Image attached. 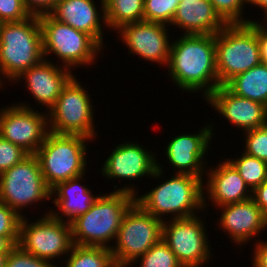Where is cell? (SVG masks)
I'll return each mask as SVG.
<instances>
[{
    "label": "cell",
    "mask_w": 267,
    "mask_h": 267,
    "mask_svg": "<svg viewBox=\"0 0 267 267\" xmlns=\"http://www.w3.org/2000/svg\"><path fill=\"white\" fill-rule=\"evenodd\" d=\"M215 47L220 86L262 63L256 28L250 22L227 24L215 35Z\"/></svg>",
    "instance_id": "cell-5"
},
{
    "label": "cell",
    "mask_w": 267,
    "mask_h": 267,
    "mask_svg": "<svg viewBox=\"0 0 267 267\" xmlns=\"http://www.w3.org/2000/svg\"><path fill=\"white\" fill-rule=\"evenodd\" d=\"M250 23L256 28V34L260 45L262 63H265L267 65V23H263L260 21L258 22L256 20H251Z\"/></svg>",
    "instance_id": "cell-37"
},
{
    "label": "cell",
    "mask_w": 267,
    "mask_h": 267,
    "mask_svg": "<svg viewBox=\"0 0 267 267\" xmlns=\"http://www.w3.org/2000/svg\"><path fill=\"white\" fill-rule=\"evenodd\" d=\"M5 267H57L49 261L24 251L19 245H15L7 256Z\"/></svg>",
    "instance_id": "cell-32"
},
{
    "label": "cell",
    "mask_w": 267,
    "mask_h": 267,
    "mask_svg": "<svg viewBox=\"0 0 267 267\" xmlns=\"http://www.w3.org/2000/svg\"><path fill=\"white\" fill-rule=\"evenodd\" d=\"M167 27L169 26L162 23L142 21L122 25L117 33H120L130 54L166 66L171 46Z\"/></svg>",
    "instance_id": "cell-15"
},
{
    "label": "cell",
    "mask_w": 267,
    "mask_h": 267,
    "mask_svg": "<svg viewBox=\"0 0 267 267\" xmlns=\"http://www.w3.org/2000/svg\"><path fill=\"white\" fill-rule=\"evenodd\" d=\"M212 108L233 126L249 131L267 124V107L262 103L237 96L226 86H219L206 99Z\"/></svg>",
    "instance_id": "cell-17"
},
{
    "label": "cell",
    "mask_w": 267,
    "mask_h": 267,
    "mask_svg": "<svg viewBox=\"0 0 267 267\" xmlns=\"http://www.w3.org/2000/svg\"><path fill=\"white\" fill-rule=\"evenodd\" d=\"M84 175L58 183L51 189L53 203L59 209V213L51 209L50 214L59 220L73 221L76 217L86 213L91 205L98 199L91 189L80 184ZM57 196V198H55ZM62 214V215H61ZM67 217V219L65 217ZM65 218V220H64Z\"/></svg>",
    "instance_id": "cell-23"
},
{
    "label": "cell",
    "mask_w": 267,
    "mask_h": 267,
    "mask_svg": "<svg viewBox=\"0 0 267 267\" xmlns=\"http://www.w3.org/2000/svg\"><path fill=\"white\" fill-rule=\"evenodd\" d=\"M73 76L62 89L54 105L47 111L49 132L96 137L89 92Z\"/></svg>",
    "instance_id": "cell-9"
},
{
    "label": "cell",
    "mask_w": 267,
    "mask_h": 267,
    "mask_svg": "<svg viewBox=\"0 0 267 267\" xmlns=\"http://www.w3.org/2000/svg\"><path fill=\"white\" fill-rule=\"evenodd\" d=\"M9 252H1L0 253V267L6 266L7 256Z\"/></svg>",
    "instance_id": "cell-42"
},
{
    "label": "cell",
    "mask_w": 267,
    "mask_h": 267,
    "mask_svg": "<svg viewBox=\"0 0 267 267\" xmlns=\"http://www.w3.org/2000/svg\"><path fill=\"white\" fill-rule=\"evenodd\" d=\"M73 75L71 69L62 64L61 66L55 65L43 59L37 65L24 71L15 82L24 79L27 90L30 91L37 104L46 106L49 110Z\"/></svg>",
    "instance_id": "cell-18"
},
{
    "label": "cell",
    "mask_w": 267,
    "mask_h": 267,
    "mask_svg": "<svg viewBox=\"0 0 267 267\" xmlns=\"http://www.w3.org/2000/svg\"><path fill=\"white\" fill-rule=\"evenodd\" d=\"M137 260L140 261L139 267H183L163 239Z\"/></svg>",
    "instance_id": "cell-28"
},
{
    "label": "cell",
    "mask_w": 267,
    "mask_h": 267,
    "mask_svg": "<svg viewBox=\"0 0 267 267\" xmlns=\"http://www.w3.org/2000/svg\"><path fill=\"white\" fill-rule=\"evenodd\" d=\"M252 199L267 217V180L252 191Z\"/></svg>",
    "instance_id": "cell-39"
},
{
    "label": "cell",
    "mask_w": 267,
    "mask_h": 267,
    "mask_svg": "<svg viewBox=\"0 0 267 267\" xmlns=\"http://www.w3.org/2000/svg\"><path fill=\"white\" fill-rule=\"evenodd\" d=\"M100 2L101 8L95 6L93 0H59L49 14L57 21L89 34L103 48L105 43H103L104 35L102 34L101 22L104 21L103 24L106 27V20L104 0ZM98 8L101 9V14Z\"/></svg>",
    "instance_id": "cell-20"
},
{
    "label": "cell",
    "mask_w": 267,
    "mask_h": 267,
    "mask_svg": "<svg viewBox=\"0 0 267 267\" xmlns=\"http://www.w3.org/2000/svg\"><path fill=\"white\" fill-rule=\"evenodd\" d=\"M153 151L143 149L140 144L131 142L120 143L111 152L101 168L103 176L111 179L136 181L144 176L151 178L163 177V169ZM157 162V163H156Z\"/></svg>",
    "instance_id": "cell-14"
},
{
    "label": "cell",
    "mask_w": 267,
    "mask_h": 267,
    "mask_svg": "<svg viewBox=\"0 0 267 267\" xmlns=\"http://www.w3.org/2000/svg\"><path fill=\"white\" fill-rule=\"evenodd\" d=\"M65 267H117L109 248L73 245Z\"/></svg>",
    "instance_id": "cell-26"
},
{
    "label": "cell",
    "mask_w": 267,
    "mask_h": 267,
    "mask_svg": "<svg viewBox=\"0 0 267 267\" xmlns=\"http://www.w3.org/2000/svg\"><path fill=\"white\" fill-rule=\"evenodd\" d=\"M27 219L25 216L21 219L17 245L49 262L64 254L69 256L73 246L69 222L54 218L50 210L34 222L30 223Z\"/></svg>",
    "instance_id": "cell-11"
},
{
    "label": "cell",
    "mask_w": 267,
    "mask_h": 267,
    "mask_svg": "<svg viewBox=\"0 0 267 267\" xmlns=\"http://www.w3.org/2000/svg\"><path fill=\"white\" fill-rule=\"evenodd\" d=\"M213 125H205L197 134H182L172 138L166 148L169 164L174 166L175 174H187L203 179L204 155L208 152L213 137Z\"/></svg>",
    "instance_id": "cell-16"
},
{
    "label": "cell",
    "mask_w": 267,
    "mask_h": 267,
    "mask_svg": "<svg viewBox=\"0 0 267 267\" xmlns=\"http://www.w3.org/2000/svg\"><path fill=\"white\" fill-rule=\"evenodd\" d=\"M167 65L171 79L183 92L198 93L204 89L206 99L220 86L213 34H182L171 43Z\"/></svg>",
    "instance_id": "cell-1"
},
{
    "label": "cell",
    "mask_w": 267,
    "mask_h": 267,
    "mask_svg": "<svg viewBox=\"0 0 267 267\" xmlns=\"http://www.w3.org/2000/svg\"><path fill=\"white\" fill-rule=\"evenodd\" d=\"M202 221L195 215L162 223V239L183 267H202L211 257L210 241L205 234L206 223Z\"/></svg>",
    "instance_id": "cell-12"
},
{
    "label": "cell",
    "mask_w": 267,
    "mask_h": 267,
    "mask_svg": "<svg viewBox=\"0 0 267 267\" xmlns=\"http://www.w3.org/2000/svg\"><path fill=\"white\" fill-rule=\"evenodd\" d=\"M44 59L39 16L21 22H2L0 27V88L2 79L15 81ZM3 84V85H2Z\"/></svg>",
    "instance_id": "cell-3"
},
{
    "label": "cell",
    "mask_w": 267,
    "mask_h": 267,
    "mask_svg": "<svg viewBox=\"0 0 267 267\" xmlns=\"http://www.w3.org/2000/svg\"><path fill=\"white\" fill-rule=\"evenodd\" d=\"M31 16L23 0H0L1 22H21Z\"/></svg>",
    "instance_id": "cell-34"
},
{
    "label": "cell",
    "mask_w": 267,
    "mask_h": 267,
    "mask_svg": "<svg viewBox=\"0 0 267 267\" xmlns=\"http://www.w3.org/2000/svg\"><path fill=\"white\" fill-rule=\"evenodd\" d=\"M181 0H144V21L171 25Z\"/></svg>",
    "instance_id": "cell-29"
},
{
    "label": "cell",
    "mask_w": 267,
    "mask_h": 267,
    "mask_svg": "<svg viewBox=\"0 0 267 267\" xmlns=\"http://www.w3.org/2000/svg\"><path fill=\"white\" fill-rule=\"evenodd\" d=\"M204 189L203 179L176 174L146 194L135 196V202L144 211L162 221L166 218L161 217L168 214L172 219L188 218L197 215L195 211H203L208 207Z\"/></svg>",
    "instance_id": "cell-4"
},
{
    "label": "cell",
    "mask_w": 267,
    "mask_h": 267,
    "mask_svg": "<svg viewBox=\"0 0 267 267\" xmlns=\"http://www.w3.org/2000/svg\"><path fill=\"white\" fill-rule=\"evenodd\" d=\"M51 189L47 186L35 154H29L18 164L0 173V202L23 215L21 211L38 201L51 200Z\"/></svg>",
    "instance_id": "cell-10"
},
{
    "label": "cell",
    "mask_w": 267,
    "mask_h": 267,
    "mask_svg": "<svg viewBox=\"0 0 267 267\" xmlns=\"http://www.w3.org/2000/svg\"><path fill=\"white\" fill-rule=\"evenodd\" d=\"M134 186L101 194L90 209L70 222L73 245L111 248L123 217L138 195Z\"/></svg>",
    "instance_id": "cell-2"
},
{
    "label": "cell",
    "mask_w": 267,
    "mask_h": 267,
    "mask_svg": "<svg viewBox=\"0 0 267 267\" xmlns=\"http://www.w3.org/2000/svg\"><path fill=\"white\" fill-rule=\"evenodd\" d=\"M106 28L144 21V0H104Z\"/></svg>",
    "instance_id": "cell-25"
},
{
    "label": "cell",
    "mask_w": 267,
    "mask_h": 267,
    "mask_svg": "<svg viewBox=\"0 0 267 267\" xmlns=\"http://www.w3.org/2000/svg\"><path fill=\"white\" fill-rule=\"evenodd\" d=\"M39 22L44 59L53 53L63 66L70 69L94 64L96 55L102 51V47L89 34L57 21L50 14L40 15Z\"/></svg>",
    "instance_id": "cell-7"
},
{
    "label": "cell",
    "mask_w": 267,
    "mask_h": 267,
    "mask_svg": "<svg viewBox=\"0 0 267 267\" xmlns=\"http://www.w3.org/2000/svg\"><path fill=\"white\" fill-rule=\"evenodd\" d=\"M207 186L205 190L209 200L214 206L237 203L252 198V191L246 185L238 171L228 161L220 162L215 168L207 169Z\"/></svg>",
    "instance_id": "cell-21"
},
{
    "label": "cell",
    "mask_w": 267,
    "mask_h": 267,
    "mask_svg": "<svg viewBox=\"0 0 267 267\" xmlns=\"http://www.w3.org/2000/svg\"><path fill=\"white\" fill-rule=\"evenodd\" d=\"M26 105L17 103L0 109V136L35 154L49 132L47 112L41 114Z\"/></svg>",
    "instance_id": "cell-13"
},
{
    "label": "cell",
    "mask_w": 267,
    "mask_h": 267,
    "mask_svg": "<svg viewBox=\"0 0 267 267\" xmlns=\"http://www.w3.org/2000/svg\"><path fill=\"white\" fill-rule=\"evenodd\" d=\"M258 241L253 251V267H267V241Z\"/></svg>",
    "instance_id": "cell-38"
},
{
    "label": "cell",
    "mask_w": 267,
    "mask_h": 267,
    "mask_svg": "<svg viewBox=\"0 0 267 267\" xmlns=\"http://www.w3.org/2000/svg\"><path fill=\"white\" fill-rule=\"evenodd\" d=\"M29 154L0 136V173L21 162Z\"/></svg>",
    "instance_id": "cell-33"
},
{
    "label": "cell",
    "mask_w": 267,
    "mask_h": 267,
    "mask_svg": "<svg viewBox=\"0 0 267 267\" xmlns=\"http://www.w3.org/2000/svg\"><path fill=\"white\" fill-rule=\"evenodd\" d=\"M223 209L219 226L230 235L236 245L249 243V240L267 229V217L252 198L219 207ZM262 231V232H261Z\"/></svg>",
    "instance_id": "cell-19"
},
{
    "label": "cell",
    "mask_w": 267,
    "mask_h": 267,
    "mask_svg": "<svg viewBox=\"0 0 267 267\" xmlns=\"http://www.w3.org/2000/svg\"><path fill=\"white\" fill-rule=\"evenodd\" d=\"M244 153L267 162V124L244 132ZM246 148V149H245Z\"/></svg>",
    "instance_id": "cell-30"
},
{
    "label": "cell",
    "mask_w": 267,
    "mask_h": 267,
    "mask_svg": "<svg viewBox=\"0 0 267 267\" xmlns=\"http://www.w3.org/2000/svg\"><path fill=\"white\" fill-rule=\"evenodd\" d=\"M227 160L238 171L251 191L267 180V162L242 152L240 158Z\"/></svg>",
    "instance_id": "cell-27"
},
{
    "label": "cell",
    "mask_w": 267,
    "mask_h": 267,
    "mask_svg": "<svg viewBox=\"0 0 267 267\" xmlns=\"http://www.w3.org/2000/svg\"><path fill=\"white\" fill-rule=\"evenodd\" d=\"M89 140L82 135L47 133L35 155L50 189L60 182L85 175L86 142Z\"/></svg>",
    "instance_id": "cell-6"
},
{
    "label": "cell",
    "mask_w": 267,
    "mask_h": 267,
    "mask_svg": "<svg viewBox=\"0 0 267 267\" xmlns=\"http://www.w3.org/2000/svg\"><path fill=\"white\" fill-rule=\"evenodd\" d=\"M247 3L248 5L249 3H251V5H255V7L258 6L259 9L261 8L262 10H264L263 13L266 17L264 21H267V0H246V4Z\"/></svg>",
    "instance_id": "cell-41"
},
{
    "label": "cell",
    "mask_w": 267,
    "mask_h": 267,
    "mask_svg": "<svg viewBox=\"0 0 267 267\" xmlns=\"http://www.w3.org/2000/svg\"><path fill=\"white\" fill-rule=\"evenodd\" d=\"M22 216L0 202V236H19Z\"/></svg>",
    "instance_id": "cell-35"
},
{
    "label": "cell",
    "mask_w": 267,
    "mask_h": 267,
    "mask_svg": "<svg viewBox=\"0 0 267 267\" xmlns=\"http://www.w3.org/2000/svg\"><path fill=\"white\" fill-rule=\"evenodd\" d=\"M59 0H23L25 8L31 15L49 14Z\"/></svg>",
    "instance_id": "cell-36"
},
{
    "label": "cell",
    "mask_w": 267,
    "mask_h": 267,
    "mask_svg": "<svg viewBox=\"0 0 267 267\" xmlns=\"http://www.w3.org/2000/svg\"><path fill=\"white\" fill-rule=\"evenodd\" d=\"M162 220L144 211L136 202L123 217L115 242L110 248L117 267L131 263L162 239ZM115 245V247H114Z\"/></svg>",
    "instance_id": "cell-8"
},
{
    "label": "cell",
    "mask_w": 267,
    "mask_h": 267,
    "mask_svg": "<svg viewBox=\"0 0 267 267\" xmlns=\"http://www.w3.org/2000/svg\"><path fill=\"white\" fill-rule=\"evenodd\" d=\"M19 236H0V253L10 252L18 244Z\"/></svg>",
    "instance_id": "cell-40"
},
{
    "label": "cell",
    "mask_w": 267,
    "mask_h": 267,
    "mask_svg": "<svg viewBox=\"0 0 267 267\" xmlns=\"http://www.w3.org/2000/svg\"><path fill=\"white\" fill-rule=\"evenodd\" d=\"M215 11L227 24L249 23L250 19L243 18V5L246 0H209Z\"/></svg>",
    "instance_id": "cell-31"
},
{
    "label": "cell",
    "mask_w": 267,
    "mask_h": 267,
    "mask_svg": "<svg viewBox=\"0 0 267 267\" xmlns=\"http://www.w3.org/2000/svg\"><path fill=\"white\" fill-rule=\"evenodd\" d=\"M225 86L235 95L262 103L267 107V65L265 63L236 75Z\"/></svg>",
    "instance_id": "cell-24"
},
{
    "label": "cell",
    "mask_w": 267,
    "mask_h": 267,
    "mask_svg": "<svg viewBox=\"0 0 267 267\" xmlns=\"http://www.w3.org/2000/svg\"><path fill=\"white\" fill-rule=\"evenodd\" d=\"M171 24L196 35H216L227 25L209 0H181Z\"/></svg>",
    "instance_id": "cell-22"
}]
</instances>
